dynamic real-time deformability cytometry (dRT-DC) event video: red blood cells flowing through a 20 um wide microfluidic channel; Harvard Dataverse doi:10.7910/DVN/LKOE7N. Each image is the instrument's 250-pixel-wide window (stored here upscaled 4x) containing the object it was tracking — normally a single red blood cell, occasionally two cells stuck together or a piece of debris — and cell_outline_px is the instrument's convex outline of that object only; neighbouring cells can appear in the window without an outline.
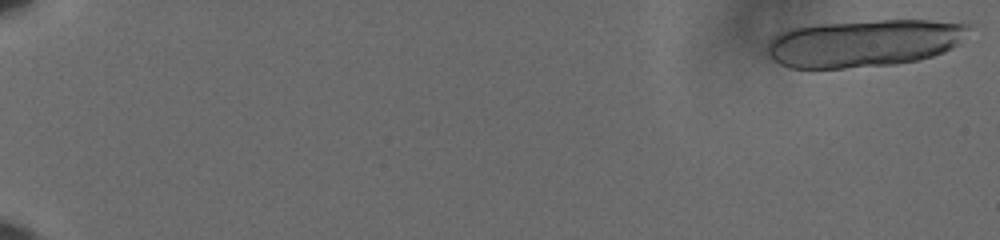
{"species": "human", "species_latin": "Homo sapiens", "temperature_condition": "cold", "stored_images_in_passage": 27, "camera_frame_rate_fps": 3000, "um_per_image_px": 0.085, "donor": {"sex": "male"}, "frame": {"image": 1, "passage_image": 1, "time_ms": 0.0, "image_size_px": [1000, 240], "cell_outline_px": [[968, 28], [964, 44], [944, 52], [932, 56], [916, 60], [896, 64], [844, 68], [788, 68], [780, 64], [768, 56], [768, 44], [776, 32], [788, 28], [816, 24], [876, 20], [928, 20], [968, 24]], "centroid_in_image_um": [73.44, 3.66], "position_along_channel_um": 11.6, "area_um2": 56.18}}
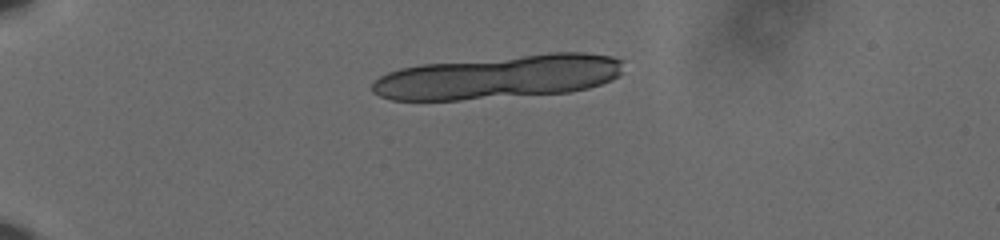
{"frame": {"image": 2, "passage_image": 16, "time_ms": 5.0, "image_size_px": [1000, 240], "cell_outline_px": [[624, 60], [620, 76], [612, 80], [588, 88], [568, 92], [460, 100], [392, 100], [380, 96], [372, 92], [372, 84], [380, 76], [388, 72], [400, 68], [420, 64], [552, 52], [584, 52], [612, 56]], "centroid_in_image_um": [42.41, 6.53], "position_along_channel_um": 42.6, "area_um2": 64.22}}
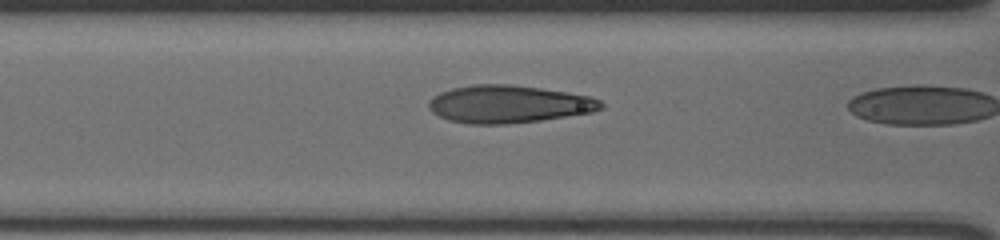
{"frame": {"image": 3, "passage_image": 26, "time_ms": 8.333, "image_size_px": [1000, 240], "cell_outline_px": [[604, 108], [592, 112], [540, 120], [508, 124], [468, 124], [448, 120], [432, 112], [428, 108], [428, 100], [432, 96], [440, 92], [452, 88], [472, 84], [508, 84], [540, 88], [588, 96], [600, 100], [604, 104]], "centroid_in_image_um": [43.18, 8.85], "position_along_channel_um": 123.4, "area_um2": 37.8}}